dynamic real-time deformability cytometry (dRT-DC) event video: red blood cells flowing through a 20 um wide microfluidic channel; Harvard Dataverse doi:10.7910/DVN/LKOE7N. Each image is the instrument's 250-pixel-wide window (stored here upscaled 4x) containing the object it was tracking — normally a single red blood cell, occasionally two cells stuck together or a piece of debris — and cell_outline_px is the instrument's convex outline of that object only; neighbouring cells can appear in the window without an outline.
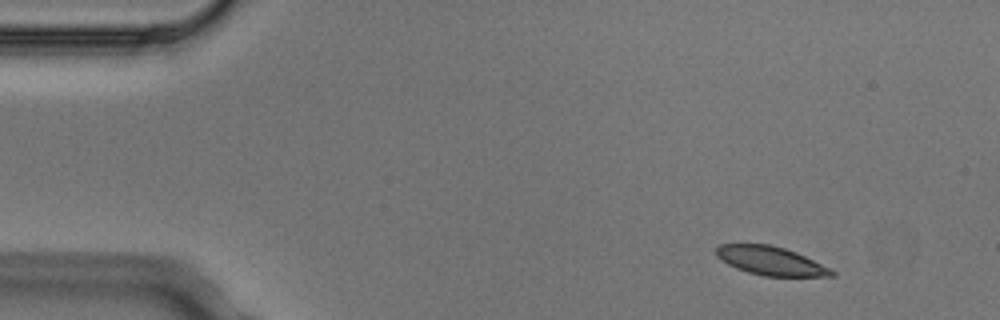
{"species": "Egyptian fruit bat (a non-hibernating species)", "species_latin": "Rousettus aegyptiacus", "temperature_condition": "cold", "stored_images_in_passage": 4, "camera_frame_rate_fps": 3000, "um_per_image_px": 0.085, "animal": {"sex": "male"}, "frame": {"image": 1, "passage_image": 1, "time_ms": 0.0, "image_size_px": [1000, 320], "cell_outline_px": [[836, 276], [764, 276], [748, 272], [736, 268], [720, 260], [716, 256], [716, 248], [720, 244], [768, 244], [784, 248], [796, 252], [836, 272]], "centroid_in_image_um": [65.47, 22.17], "position_along_channel_um": 19.5, "area_um2": 19.07}}
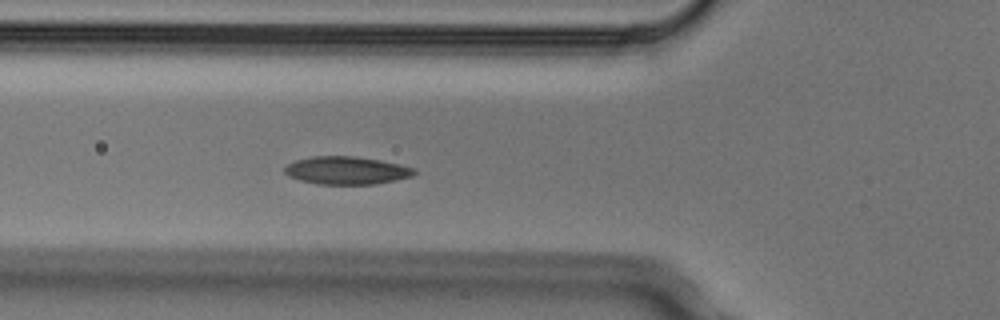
{"frame": {"image": 2, "passage_image": 4, "time_ms": 1.0, "image_size_px": [1000, 320], "cell_outline_px": [[416, 172], [412, 176], [376, 184], [316, 184], [300, 180], [288, 176], [284, 172], [284, 168], [288, 164], [296, 160], [312, 156], [352, 156], [380, 160], [400, 164], [416, 168]], "centroid_in_image_um": [29.45, 14.48], "position_along_channel_um": 96.3, "area_um2": 21.04}}